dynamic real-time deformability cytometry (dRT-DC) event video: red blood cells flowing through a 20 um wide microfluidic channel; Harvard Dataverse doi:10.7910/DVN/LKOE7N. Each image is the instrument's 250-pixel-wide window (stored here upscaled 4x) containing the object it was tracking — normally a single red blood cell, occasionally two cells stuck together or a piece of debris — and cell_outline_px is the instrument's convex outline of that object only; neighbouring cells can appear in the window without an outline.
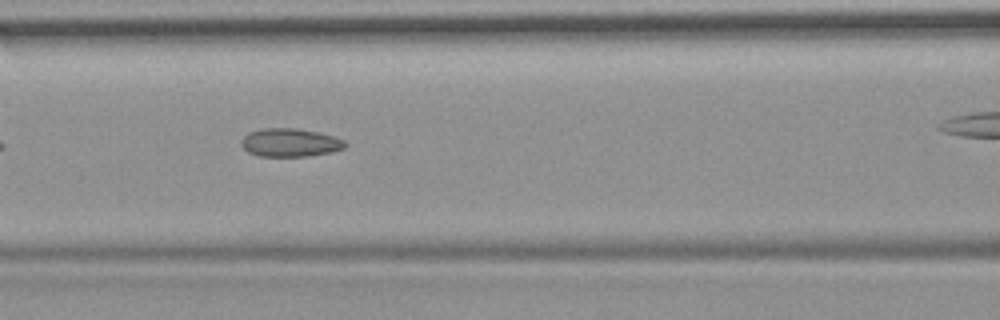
{"species": "common noctule bat (a hibernating species)", "species_latin": "Nyctalus noctula", "temperature_condition": "room temperature", "stored_images_in_passage": 31, "camera_frame_rate_fps": 3000, "um_per_image_px": 0.085, "animal": {"sex": "female", "body_mass_g": 19.9}, "frame": {"image": 1, "passage_image": 10, "time_ms": 3.0, "image_size_px": [1000, 320], "cell_outline_px": [[348, 144], [344, 148], [332, 152], [308, 156], [256, 156], [248, 152], [240, 144], [240, 140], [248, 132], [264, 128], [296, 128], [316, 132], [332, 136], [344, 140]], "centroid_in_image_um": [24.63, 12.12], "position_along_channel_um": 142.0, "area_um2": 17.17}}